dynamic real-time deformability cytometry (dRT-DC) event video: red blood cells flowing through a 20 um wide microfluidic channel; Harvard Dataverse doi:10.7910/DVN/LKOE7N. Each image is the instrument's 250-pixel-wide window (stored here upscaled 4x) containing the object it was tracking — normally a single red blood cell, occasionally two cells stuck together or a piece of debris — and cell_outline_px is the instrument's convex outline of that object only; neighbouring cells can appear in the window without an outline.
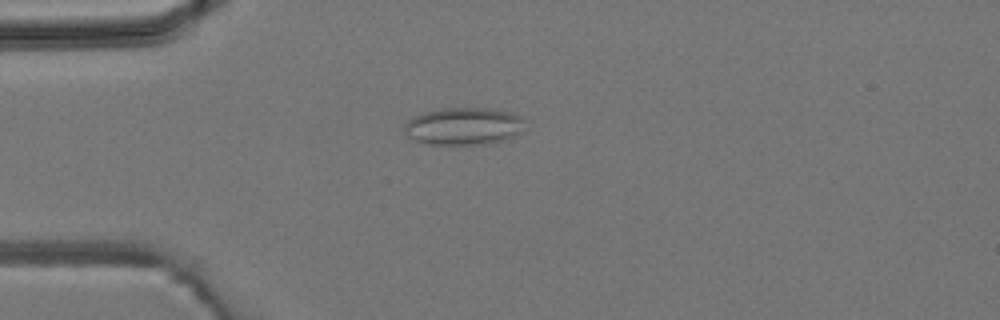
{"species": "common noctule bat (a hibernating species)", "species_latin": "Nyctalus noctula", "temperature_condition": "room temperature", "stored_images_in_passage": 2, "camera_frame_rate_fps": 3000, "um_per_image_px": 0.085, "animal": {"sex": "male", "body_mass_g": 19.2, "forearm_length_mm": 51.8}, "frame": {"image": 1, "passage_image": 2, "time_ms": 1.0, "image_size_px": [1000, 320], "cell_outline_px": [[524, 120], [520, 132], [504, 140], [488, 144], [428, 144], [416, 140], [408, 136], [404, 128], [404, 124], [412, 116], [424, 112], [440, 108], [492, 108], [508, 112], [520, 116]], "centroid_in_image_um": [39.38, 10.72], "position_along_channel_um": 45.6, "area_um2": 26.18}}